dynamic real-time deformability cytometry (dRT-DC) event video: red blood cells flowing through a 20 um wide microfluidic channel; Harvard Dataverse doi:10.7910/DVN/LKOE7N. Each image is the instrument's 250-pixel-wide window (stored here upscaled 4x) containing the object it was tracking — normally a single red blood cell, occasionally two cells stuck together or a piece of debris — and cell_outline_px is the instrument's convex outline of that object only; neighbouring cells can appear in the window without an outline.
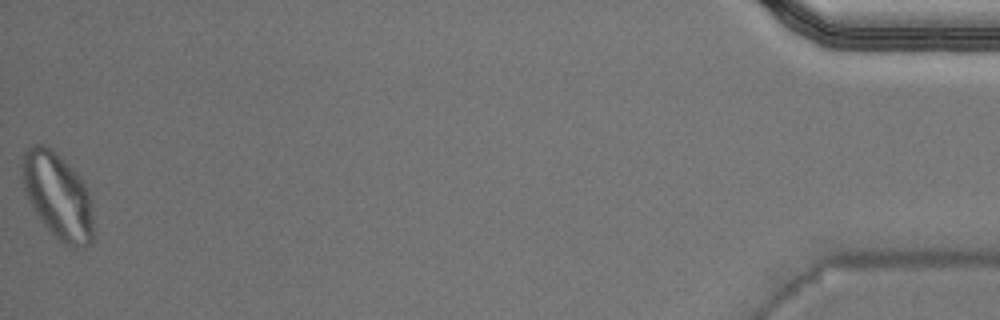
{"species": "Egyptian fruit bat (a non-hibernating species)", "species_latin": "Rousettus aegyptiacus", "temperature_condition": "warm", "stored_images_in_passage": 39, "camera_frame_rate_fps": 3000, "um_per_image_px": 0.085, "animal": {"sex": "male"}, "frame": {"image": 1, "passage_image": 39, "time_ms": 12.667, "image_size_px": [1000, 320], "cell_outline_px": [[96, 232], [92, 244], [84, 248], [68, 248], [44, 224], [36, 212], [24, 192], [20, 168], [24, 152], [32, 144], [44, 144], [76, 172], [84, 184], [88, 192]], "centroid_in_image_um": [4.93, 16.71], "position_along_channel_um": 430.3, "area_um2": 35.84}, "authors_computed_cell_mechanics": {"area_um2": 20.2878, "velocity_mm_per_s": 4.0039, "shape_relaxation_time_tau1_ms": null, "shape_relaxation_time_tau2_ms": 3.4319, "deformation_change_tau1": null, "deformation_change_tau2": 0.0776}}